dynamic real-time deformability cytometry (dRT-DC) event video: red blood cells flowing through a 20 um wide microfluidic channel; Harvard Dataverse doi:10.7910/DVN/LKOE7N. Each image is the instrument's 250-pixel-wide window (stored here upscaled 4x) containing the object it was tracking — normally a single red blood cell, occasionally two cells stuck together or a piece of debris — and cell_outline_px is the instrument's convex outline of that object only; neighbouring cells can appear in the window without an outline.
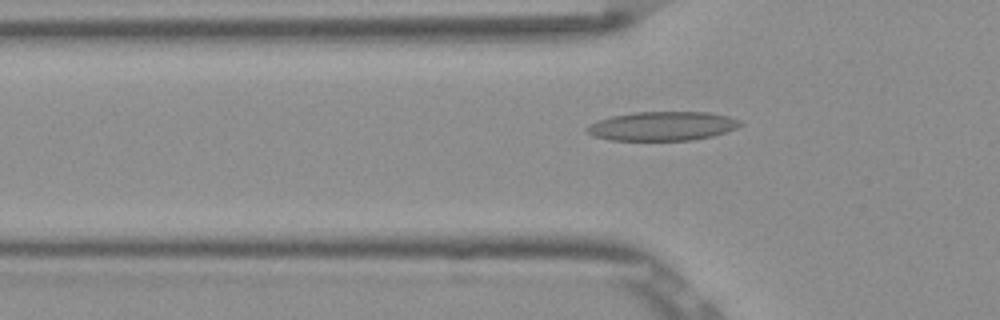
{"species": "Egyptian fruit bat (a non-hibernating species)", "species_latin": "Rousettus aegyptiacus", "temperature_condition": "room temperature", "stored_images_in_passage": 34, "camera_frame_rate_fps": 3000, "um_per_image_px": 0.085, "frame": {"image": 1, "passage_image": 4, "time_ms": 1.0, "image_size_px": [1000, 320], "cell_outline_px": [[744, 124], [736, 128], [712, 136], [692, 140], [608, 140], [592, 136], [584, 128], [588, 124], [612, 116], [632, 112], [708, 112], [728, 116], [740, 120]], "centroid_in_image_um": [56.28, 10.72], "position_along_channel_um": 69.5, "area_um2": 26.01}}
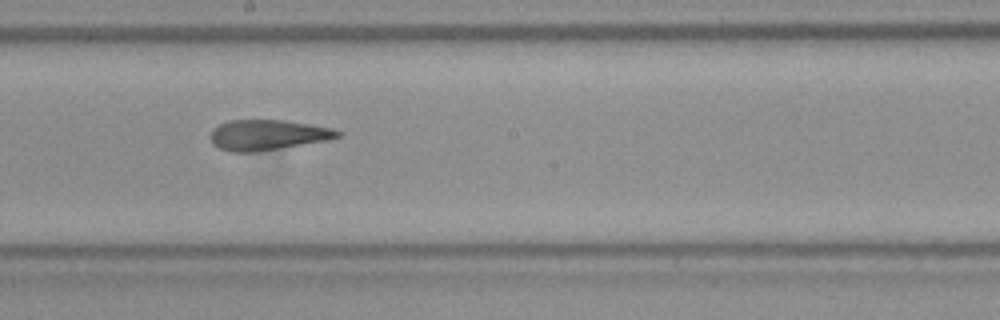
{"frame": {"image": 2, "passage_image": 16, "time_ms": 5.0, "image_size_px": [1000, 320], "cell_outline_px": [[344, 136], [328, 140], [252, 152], [228, 152], [212, 144], [212, 128], [228, 120], [284, 120], [332, 128], [344, 132]], "centroid_in_image_um": [22.78, 11.46], "position_along_channel_um": 225.4, "area_um2": 22.43}}
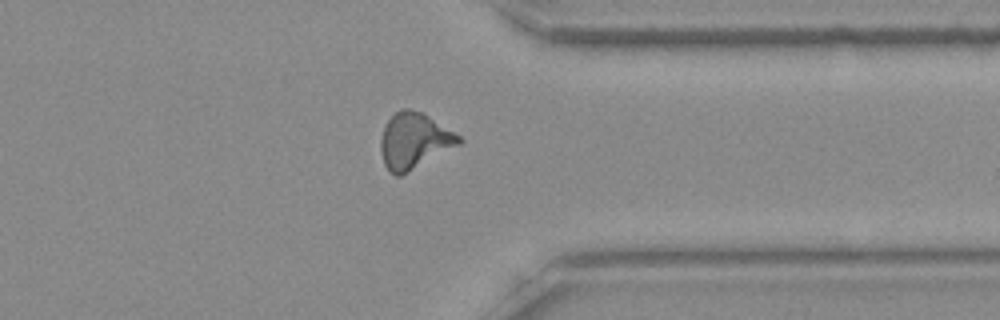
{"frame": {"image": 3, "passage_image": 28, "time_ms": 9.0, "image_size_px": [1000, 320], "cell_outline_px": [[464, 140], [460, 144], [400, 176], [396, 176], [384, 164], [380, 152], [380, 140], [384, 128], [388, 120], [400, 108], [408, 108], [424, 112], [460, 136]], "centroid_in_image_um": [35.2, 11.94], "position_along_channel_um": 376.2, "area_um2": 25.32}, "authors_computed_cell_mechanics": {"area_um2": 23.5824, "velocity_mm_per_s": 3.8723, "shape_relaxation_time_tau1_ms": null, "shape_relaxation_time_tau2_ms": 1.9694, "deformation_change_tau1": null, "deformation_change_tau2": 0.1096}}